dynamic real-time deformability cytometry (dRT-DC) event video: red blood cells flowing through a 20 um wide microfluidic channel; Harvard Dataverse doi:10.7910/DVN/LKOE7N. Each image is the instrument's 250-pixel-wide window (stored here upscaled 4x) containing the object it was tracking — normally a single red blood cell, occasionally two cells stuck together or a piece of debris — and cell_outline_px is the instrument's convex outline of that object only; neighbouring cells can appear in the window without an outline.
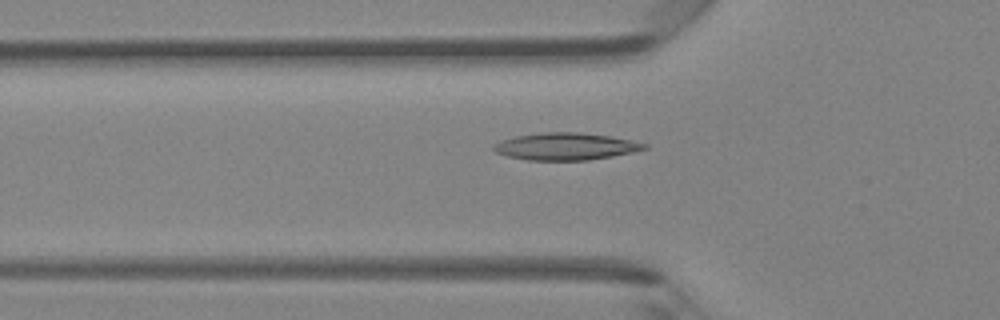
{"species": "Egyptian fruit bat (a non-hibernating species)", "species_latin": "Rousettus aegyptiacus", "temperature_condition": "room temperature", "stored_images_in_passage": 46, "camera_frame_rate_fps": 3000, "um_per_image_px": 0.085, "animal": {"sex": "female"}, "frame": {"image": 1, "passage_image": 16, "time_ms": 5.0, "image_size_px": [1000, 320], "cell_outline_px": [[648, 148], [632, 152], [612, 156], [588, 160], [528, 160], [508, 156], [496, 152], [492, 148], [492, 144], [500, 140], [516, 136], [540, 132], [580, 132], [612, 136], [648, 144]], "centroid_in_image_um": [48.06, 12.43], "position_along_channel_um": 77.7, "area_um2": 23.93}}
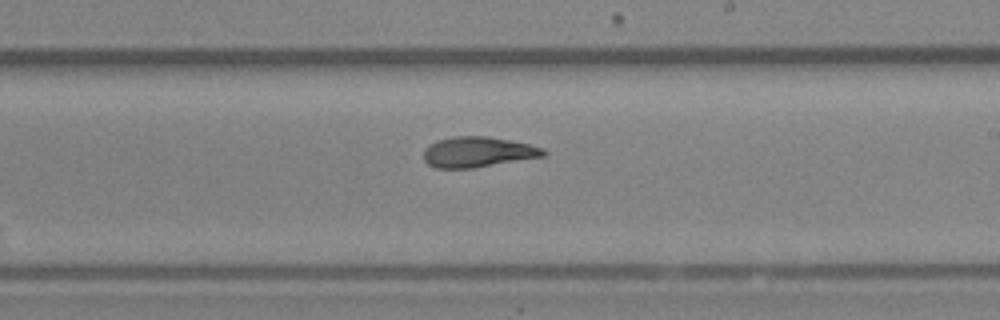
{"frame": {"image": 2, "passage_image": 28, "time_ms": 9.0, "image_size_px": [1000, 320], "cell_outline_px": [[548, 152], [544, 156], [472, 168], [436, 168], [428, 164], [424, 160], [424, 148], [436, 140], [456, 136], [484, 136], [508, 140], [528, 144], [544, 148]], "centroid_in_image_um": [40.59, 12.92], "position_along_channel_um": 248.4, "area_um2": 21.1}}
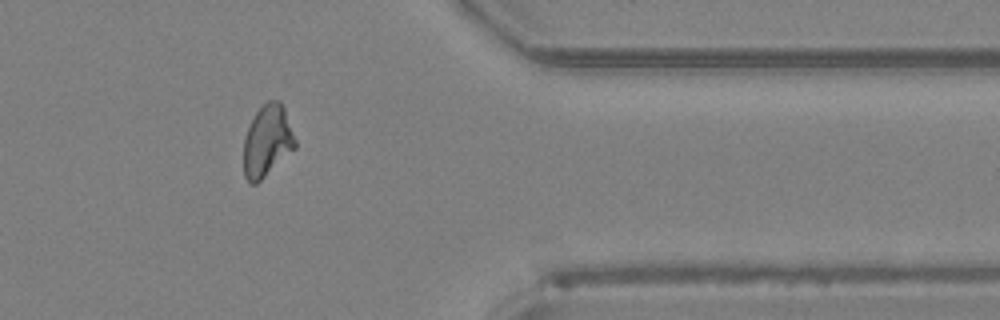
{"frame": {"image": 3, "passage_image": 39, "time_ms": 12.667, "image_size_px": [1000, 320], "cell_outline_px": [[296, 148], [256, 184], [252, 184], [244, 176], [244, 140], [248, 128], [256, 112], [268, 100], [280, 100], [284, 108], [296, 140]], "centroid_in_image_um": [22.73, 11.98], "position_along_channel_um": 388.7, "area_um2": 21.27}}